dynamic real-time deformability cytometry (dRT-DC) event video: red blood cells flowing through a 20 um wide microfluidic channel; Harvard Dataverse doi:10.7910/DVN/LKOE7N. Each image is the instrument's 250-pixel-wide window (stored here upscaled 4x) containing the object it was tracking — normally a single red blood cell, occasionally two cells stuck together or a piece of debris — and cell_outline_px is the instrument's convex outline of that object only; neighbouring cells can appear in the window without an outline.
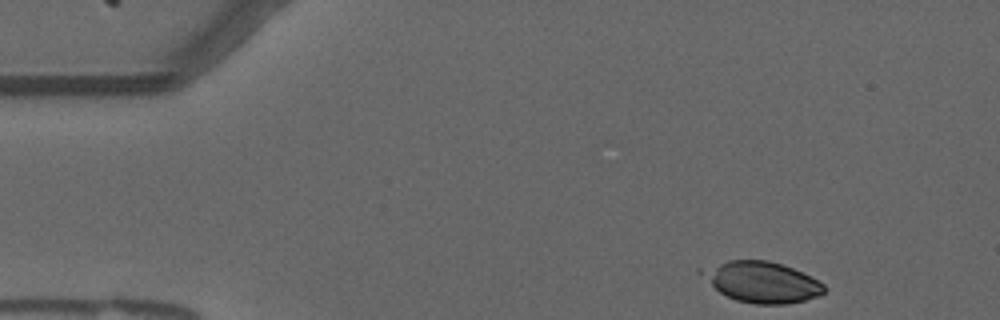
{"species": "common noctule bat (a hibernating species)", "species_latin": "Nyctalus noctula", "temperature_condition": "warm", "stored_images_in_passage": 12, "camera_frame_rate_fps": 3000, "um_per_image_px": 0.085, "animal": {"sex": "male", "forearm_length_mm": 52.5}, "frame": {"image": 1, "passage_image": 1, "time_ms": 0.0, "image_size_px": [1000, 320], "cell_outline_px": [[824, 292], [820, 296], [804, 300], [784, 304], [756, 304], [736, 300], [720, 292], [696, 272], [696, 268], [728, 260], [768, 260], [792, 268], [812, 276], [824, 284]], "centroid_in_image_um": [64.69, 23.95], "position_along_channel_um": 20.3, "area_um2": 29.3}}